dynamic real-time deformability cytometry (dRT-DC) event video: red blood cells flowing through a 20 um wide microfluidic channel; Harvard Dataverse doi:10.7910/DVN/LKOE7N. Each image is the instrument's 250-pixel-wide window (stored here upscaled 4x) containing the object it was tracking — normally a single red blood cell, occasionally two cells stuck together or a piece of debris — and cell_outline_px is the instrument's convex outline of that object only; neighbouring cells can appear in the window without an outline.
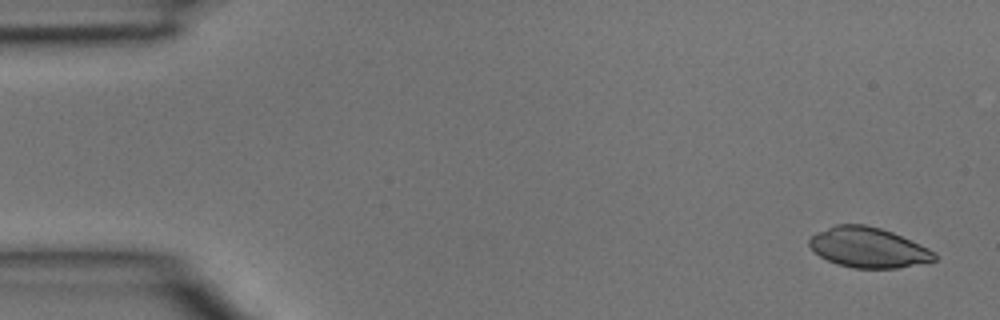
{"species": "common noctule bat (a hibernating species)", "species_latin": "Nyctalus noctula", "temperature_condition": "room temperature", "stored_images_in_passage": 4, "segment_of_instrument_passage": [1, 2], "camera_frame_rate_fps": 3000, "um_per_image_px": 0.085, "animal": {"sex": "male", "body_mass_g": 15.6}, "frame": {"image": 1, "passage_image": 1, "time_ms": 0.0, "image_size_px": [1000, 320], "cell_outline_px": [[936, 260], [896, 268], [852, 268], [836, 264], [820, 256], [808, 244], [808, 240], [816, 232], [836, 224], [864, 224], [880, 228], [892, 232], [920, 244], [936, 252]], "centroid_in_image_um": [73.79, 21.03], "position_along_channel_um": 11.2, "area_um2": 29.19}}